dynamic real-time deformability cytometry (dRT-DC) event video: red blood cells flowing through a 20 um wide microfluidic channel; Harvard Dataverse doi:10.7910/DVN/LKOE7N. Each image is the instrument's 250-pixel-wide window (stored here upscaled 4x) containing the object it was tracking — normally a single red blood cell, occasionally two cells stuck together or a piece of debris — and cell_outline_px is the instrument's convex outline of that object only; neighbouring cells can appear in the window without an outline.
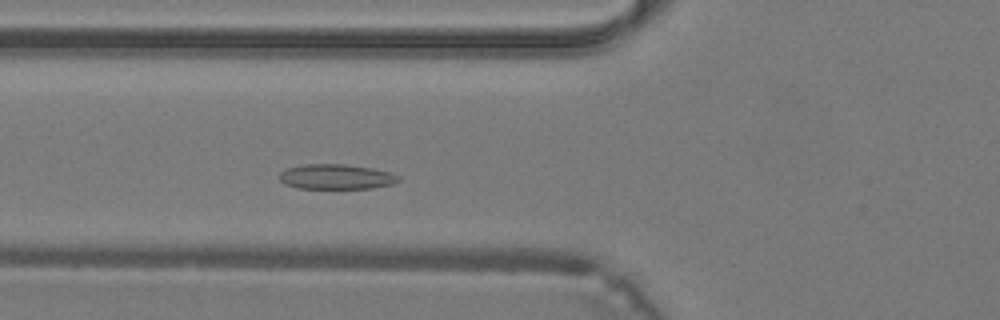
{"species": "common noctule bat (a hibernating species)", "species_latin": "Nyctalus noctula", "temperature_condition": "warm", "stored_images_in_passage": 27, "camera_frame_rate_fps": 3000, "um_per_image_px": 0.085, "animal": {"sex": "male", "body_mass_g": 19.2, "forearm_length_mm": 51.8}, "frame": {"image": 1, "passage_image": 9, "time_ms": 2.667, "image_size_px": [1000, 320], "cell_outline_px": [[400, 180], [392, 184], [372, 188], [300, 188], [284, 184], [280, 180], [280, 172], [288, 168], [304, 164], [344, 164], [372, 168], [388, 172], [400, 176]], "centroid_in_image_um": [28.58, 15.02], "position_along_channel_um": 97.2, "area_um2": 17.22}}
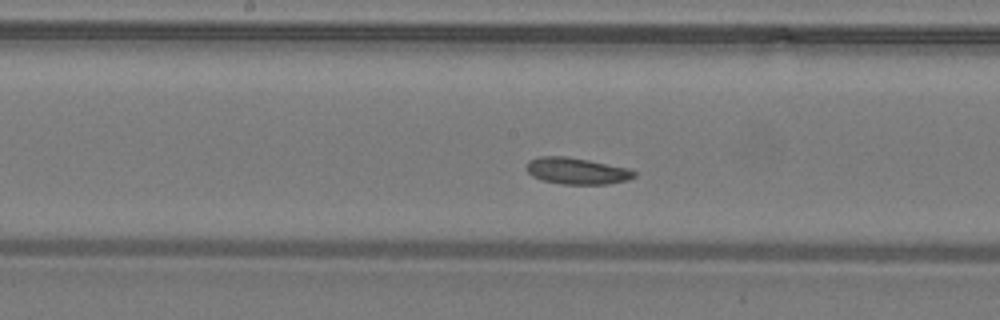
{"frame": {"image": 2, "passage_image": 15, "time_ms": 4.667, "image_size_px": [1000, 320], "cell_outline_px": [[636, 176], [628, 180], [608, 184], [560, 184], [540, 180], [532, 176], [524, 168], [528, 160], [540, 156], [568, 156], [628, 168], [636, 172]], "centroid_in_image_um": [48.98, 14.53], "position_along_channel_um": 199.2, "area_um2": 16.88}}
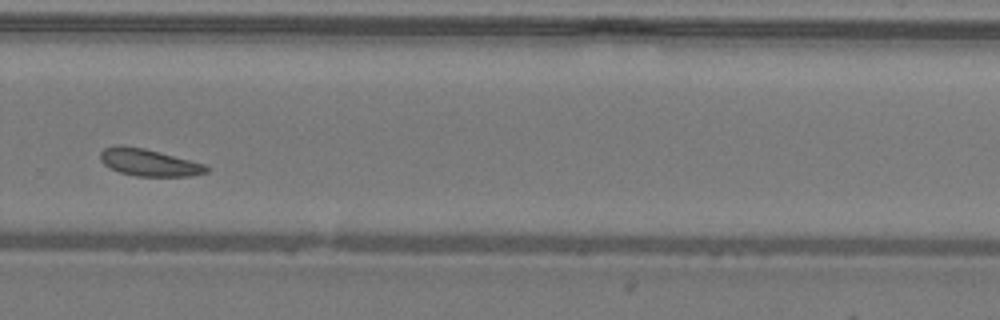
{"frame": {"image": 3, "passage_image": 22, "time_ms": 7.0, "image_size_px": [1000, 320], "cell_outline_px": [[212, 168], [208, 172], [188, 176], [136, 176], [120, 172], [108, 168], [100, 160], [100, 152], [104, 148], [116, 144], [124, 144], [144, 148], [160, 152], [204, 164]], "centroid_in_image_um": [12.62, 13.8], "position_along_channel_um": 317.2, "area_um2": 16.94}}